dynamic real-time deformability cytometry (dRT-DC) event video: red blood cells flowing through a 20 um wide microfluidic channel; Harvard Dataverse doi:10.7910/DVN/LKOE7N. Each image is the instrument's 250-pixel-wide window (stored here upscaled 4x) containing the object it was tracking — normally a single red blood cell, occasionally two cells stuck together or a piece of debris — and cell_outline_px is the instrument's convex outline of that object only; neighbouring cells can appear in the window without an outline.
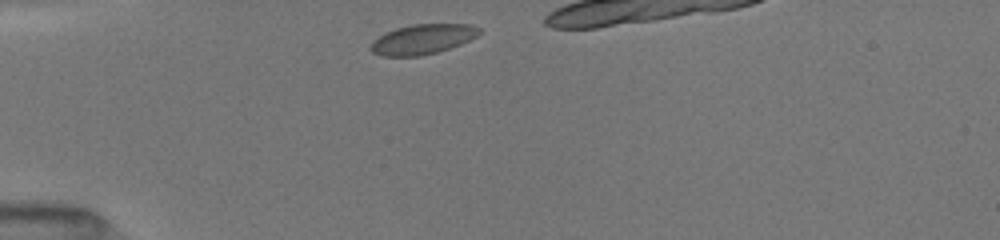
{"species": "common noctule bat (a hibernating species)", "species_latin": "Nyctalus noctula", "temperature_condition": "room temperature", "stored_images_in_passage": 7, "camera_frame_rate_fps": 3000, "um_per_image_px": 0.085, "animal": {"sex": "female", "body_mass_g": 19.5, "forearm_length_mm": 54.1}, "frame": {"image": 1, "passage_image": 1, "time_ms": 0.0, "image_size_px": [1000, 240], "cell_outline_px": [[480, 32], [476, 36], [460, 44], [436, 52], [420, 56], [384, 56], [372, 52], [368, 48], [372, 40], [384, 32], [396, 28], [412, 24], [472, 24], [480, 28]], "centroid_in_image_um": [35.86, 3.33], "position_along_channel_um": 49.1, "area_um2": 18.96}}
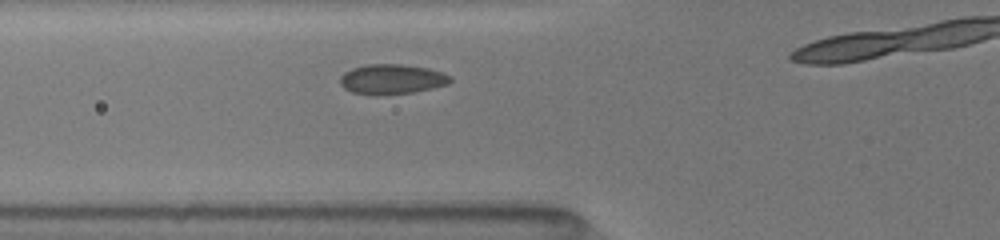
{"frame": {"image": 2, "passage_image": 3, "time_ms": 1.667, "image_size_px": [1000, 240], "cell_outline_px": [[452, 80], [448, 84], [432, 88], [412, 92], [352, 92], [344, 88], [340, 84], [340, 76], [344, 72], [352, 68], [368, 64], [404, 64], [428, 68], [444, 72], [452, 76]], "centroid_in_image_um": [33.36, 6.67], "position_along_channel_um": 92.4, "area_um2": 18.61}}
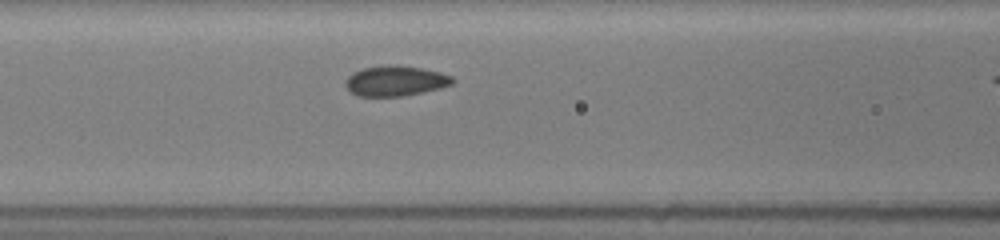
{"frame": {"image": 3, "passage_image": 6, "time_ms": 2.667, "image_size_px": [1000, 240], "cell_outline_px": [[456, 80], [452, 84], [440, 88], [424, 92], [404, 96], [356, 96], [344, 84], [344, 80], [352, 72], [364, 68], [396, 64], [420, 68], [440, 72], [452, 76]], "centroid_in_image_um": [33.62, 6.88], "position_along_channel_um": 133.0, "area_um2": 18.96}}